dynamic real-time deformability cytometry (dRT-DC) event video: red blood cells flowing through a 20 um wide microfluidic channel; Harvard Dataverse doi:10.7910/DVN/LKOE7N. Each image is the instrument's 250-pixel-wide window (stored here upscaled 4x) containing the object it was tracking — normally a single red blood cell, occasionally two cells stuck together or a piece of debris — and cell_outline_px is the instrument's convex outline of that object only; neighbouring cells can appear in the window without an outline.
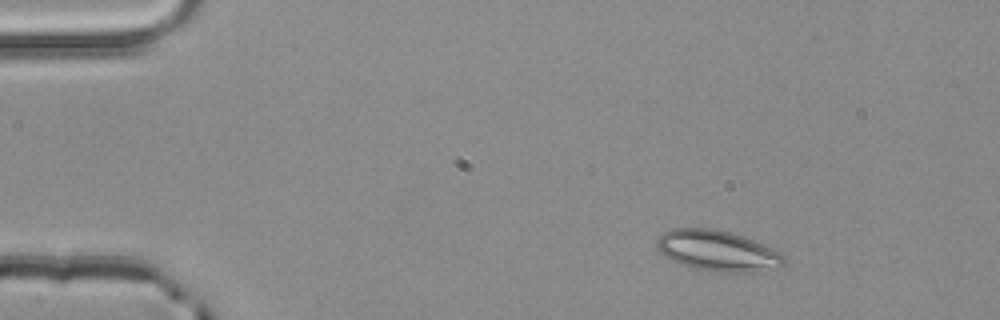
{"species": "common noctule bat (a hibernating species)", "species_latin": "Nyctalus noctula", "temperature_condition": "room temperature", "stored_images_in_passage": 2, "camera_frame_rate_fps": 3000, "um_per_image_px": 0.085, "animal": {"sex": "male", "body_mass_g": 20.4}, "frame": {"image": 1, "passage_image": 1, "time_ms": 0.0, "image_size_px": [1000, 320], "cell_outline_px": [[784, 264], [780, 268], [760, 272], [728, 272], [696, 268], [680, 264], [664, 256], [656, 248], [656, 240], [664, 232], [672, 228], [712, 228], [732, 232], [744, 236], [764, 244], [780, 252], [784, 256]], "centroid_in_image_um": [61.02, 21.31], "position_along_channel_um": 24.0, "area_um2": 30.35}}